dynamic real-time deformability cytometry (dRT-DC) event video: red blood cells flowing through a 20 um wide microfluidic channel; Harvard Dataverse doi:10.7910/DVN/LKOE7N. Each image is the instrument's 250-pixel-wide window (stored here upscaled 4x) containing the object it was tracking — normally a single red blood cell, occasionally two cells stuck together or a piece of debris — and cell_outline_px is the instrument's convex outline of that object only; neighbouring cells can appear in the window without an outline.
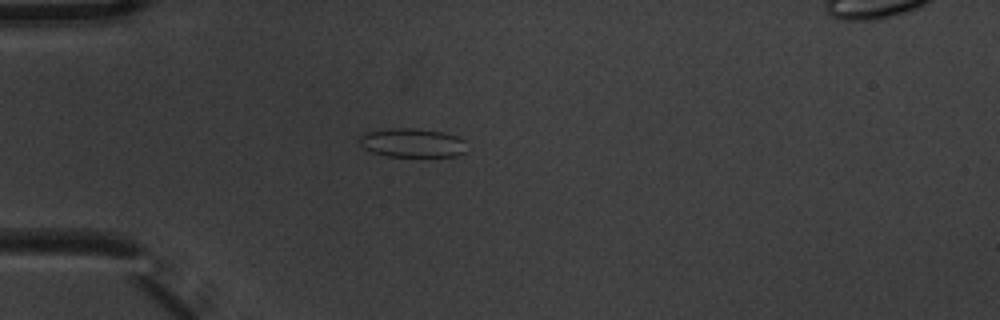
{"species": "common noctule bat (a hibernating species)", "species_latin": "Nyctalus noctula", "temperature_condition": "warm", "stored_images_in_passage": 3, "camera_frame_rate_fps": 3000, "um_per_image_px": 0.085, "animal": {"sex": "male", "body_mass_g": 20.1, "forearm_length_mm": 53.5}, "frame": {"image": 1, "passage_image": 3, "time_ms": 0.667, "image_size_px": [1000, 320], "cell_outline_px": [[464, 152], [456, 156], [384, 156], [372, 152], [364, 148], [360, 144], [360, 136], [368, 132], [392, 128], [408, 128], [440, 132], [456, 136], [464, 140]], "centroid_in_image_um": [35.01, 12.15], "position_along_channel_um": 50.0, "area_um2": 17.69}}